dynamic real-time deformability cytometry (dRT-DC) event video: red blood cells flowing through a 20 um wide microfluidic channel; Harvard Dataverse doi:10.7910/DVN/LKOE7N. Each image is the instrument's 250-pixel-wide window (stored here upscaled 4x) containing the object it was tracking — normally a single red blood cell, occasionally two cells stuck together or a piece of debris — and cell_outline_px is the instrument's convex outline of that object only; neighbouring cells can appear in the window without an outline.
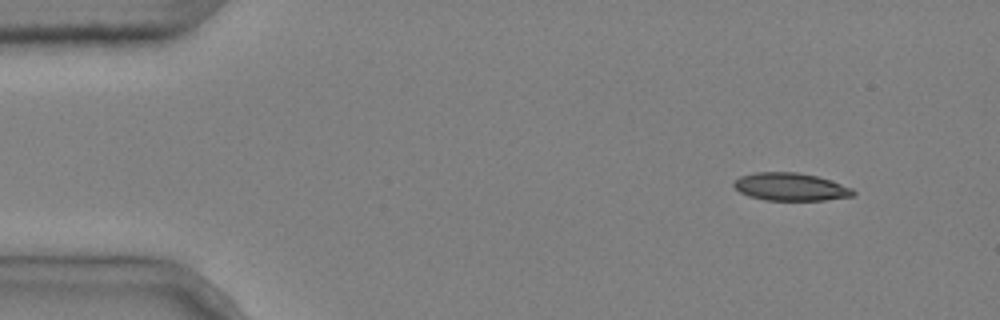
{"species": "common noctule bat (a hibernating species)", "species_latin": "Nyctalus noctula", "temperature_condition": "cold", "stored_images_in_passage": 3, "segment_of_instrument_passage": [2, 2], "camera_frame_rate_fps": 3000, "um_per_image_px": 0.085, "animal": {"sex": "male", "body_mass_g": 20.4}, "frame": {"image": 1, "passage_image": 3, "time_ms": 0.667, "image_size_px": [1000, 320], "cell_outline_px": [[856, 192], [852, 196], [824, 200], [764, 200], [748, 196], [740, 192], [732, 184], [740, 176], [756, 172], [796, 172], [816, 176], [852, 188]], "centroid_in_image_um": [67.16, 15.88], "position_along_channel_um": 17.8, "area_um2": 19.13}}